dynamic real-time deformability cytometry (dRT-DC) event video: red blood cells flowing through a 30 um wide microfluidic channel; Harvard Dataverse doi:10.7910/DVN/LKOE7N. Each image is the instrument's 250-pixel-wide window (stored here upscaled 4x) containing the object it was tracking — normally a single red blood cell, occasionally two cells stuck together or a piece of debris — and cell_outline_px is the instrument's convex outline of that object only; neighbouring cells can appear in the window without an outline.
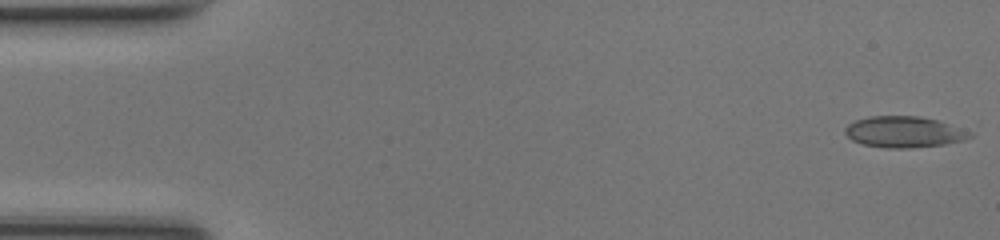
{"species": "common noctule bat (a hibernating species)", "species_latin": "Nyctalus noctula", "temperature_condition": "room temperature", "stored_images_in_passage": 48, "camera_frame_rate_fps": 3000, "um_per_image_px": 0.085, "animal": {"sex": "female", "body_mass_g": 17.0, "forearm_length_mm": 48.0}, "frame": {"image": 1, "passage_image": 1, "time_ms": 0.0, "image_size_px": [1000, 240], "cell_outline_px": [[972, 136], [964, 140], [944, 144], [908, 148], [888, 148], [864, 144], [852, 140], [844, 132], [844, 128], [848, 124], [856, 120], [868, 116], [920, 116], [936, 120], [972, 132]], "centroid_in_image_um": [76.82, 11.21], "position_along_channel_um": 8.2, "area_um2": 22.43}}
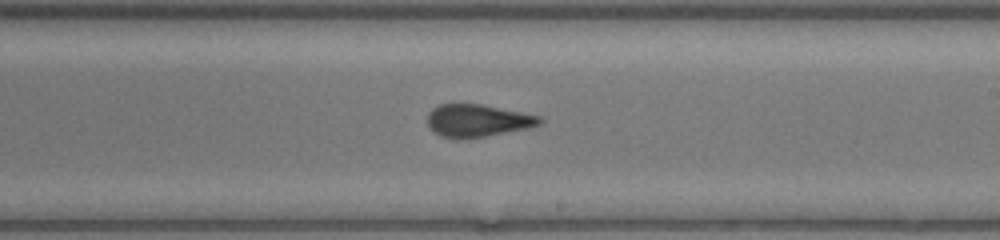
{"frame": {"image": 2, "passage_image": 28, "time_ms": 9.0, "image_size_px": [1000, 240], "cell_outline_px": [[544, 120], [540, 124], [528, 128], [484, 136], [440, 136], [428, 124], [428, 112], [432, 108], [440, 104], [480, 104], [540, 116]], "centroid_in_image_um": [40.62, 10.21], "position_along_channel_um": 248.4, "area_um2": 20.46}}
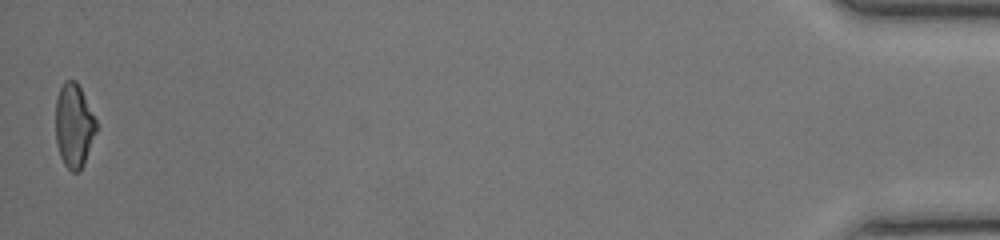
{"frame": {"image": 3, "passage_image": 48, "time_ms": 15.667, "image_size_px": [1000, 240], "cell_outline_px": [[96, 132], [84, 164], [80, 172], [72, 172], [64, 164], [60, 156], [56, 140], [56, 100], [60, 88], [64, 80], [76, 80], [96, 120]], "centroid_in_image_um": [6.28, 10.69], "position_along_channel_um": 428.9, "area_um2": 19.71}, "authors_computed_cell_mechanics": {"area_um2": 21.675, "velocity_mm_per_s": 4.2448, "shape_relaxation_time_tau1_ms": null, "shape_relaxation_time_tau2_ms": 1.2936, "deformation_change_tau1": null, "deformation_change_tau2": 0.0696}}